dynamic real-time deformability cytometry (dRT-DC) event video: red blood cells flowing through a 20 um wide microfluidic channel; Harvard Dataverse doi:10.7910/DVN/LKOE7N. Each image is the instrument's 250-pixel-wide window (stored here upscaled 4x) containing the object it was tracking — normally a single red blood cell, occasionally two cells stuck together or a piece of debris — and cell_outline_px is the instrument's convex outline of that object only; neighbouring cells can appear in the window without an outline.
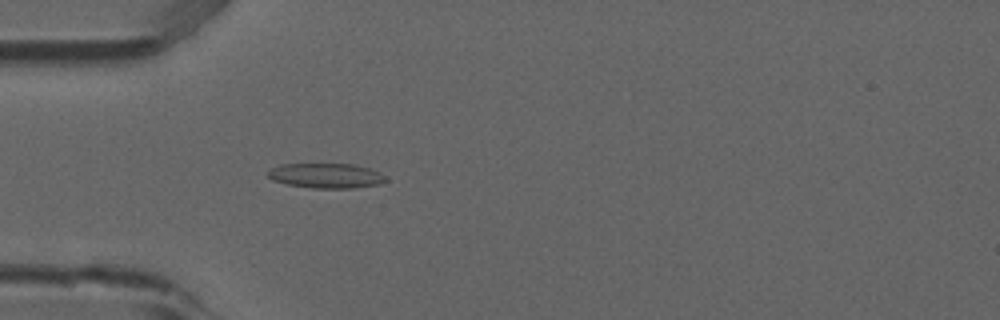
{"species": "common noctule bat (a hibernating species)", "species_latin": "Nyctalus noctula", "temperature_condition": "room temperature", "stored_images_in_passage": 4, "camera_frame_rate_fps": 3000, "um_per_image_px": 0.085, "animal": {"sex": "male", "forearm_length_mm": 52.5}, "frame": {"image": 1, "passage_image": 4, "time_ms": 1.0, "image_size_px": [1000, 320], "cell_outline_px": [[388, 180], [376, 184], [352, 188], [312, 188], [288, 184], [272, 180], [268, 176], [268, 172], [272, 168], [280, 164], [352, 164], [368, 168], [380, 172]], "centroid_in_image_um": [27.7, 14.93], "position_along_channel_um": 57.3, "area_um2": 16.88}}